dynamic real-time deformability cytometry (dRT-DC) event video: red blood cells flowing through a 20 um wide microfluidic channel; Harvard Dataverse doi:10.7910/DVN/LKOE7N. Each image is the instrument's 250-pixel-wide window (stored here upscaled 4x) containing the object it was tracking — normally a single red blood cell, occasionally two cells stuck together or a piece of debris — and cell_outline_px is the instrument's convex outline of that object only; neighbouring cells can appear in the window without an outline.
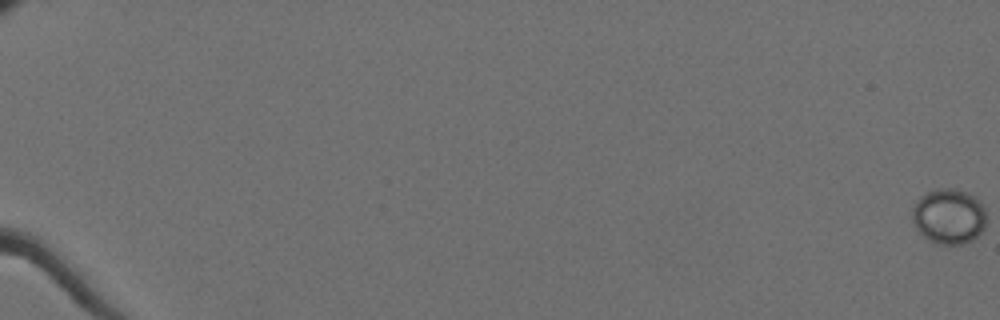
{"species": "Egyptian fruit bat (a non-hibernating species)", "species_latin": "Rousettus aegyptiacus", "temperature_condition": "cold", "stored_images_in_passage": 62, "camera_frame_rate_fps": 3000, "um_per_image_px": 0.085, "animal": {"sex": "female"}, "frame": {"image": 1, "passage_image": 1, "time_ms": 0.0, "image_size_px": [1000, 320], "cell_outline_px": [[984, 228], [972, 240], [960, 244], [940, 244], [928, 240], [916, 228], [912, 220], [912, 208], [916, 200], [920, 196], [936, 188], [952, 188], [964, 192], [972, 196], [984, 208]], "centroid_in_image_um": [80.59, 18.39], "position_along_channel_um": 4.4, "area_um2": 23.52}}
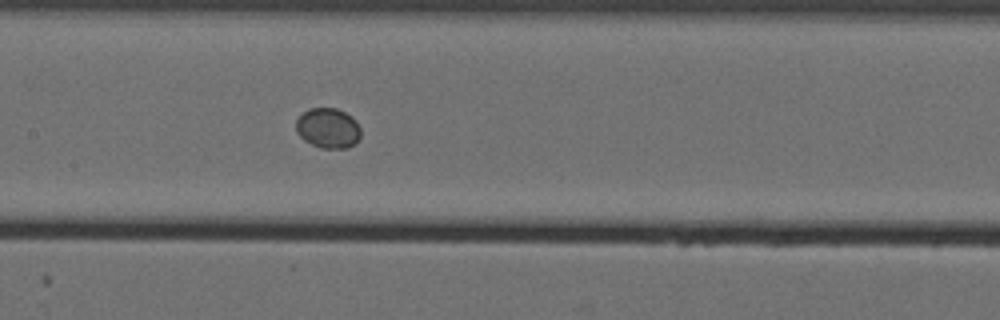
{"frame": {"image": 2, "passage_image": 35, "time_ms": 11.333, "image_size_px": [1000, 320], "cell_outline_px": [[360, 136], [356, 144], [348, 148], [320, 148], [304, 140], [296, 132], [296, 120], [308, 108], [336, 108], [352, 116], [356, 120], [360, 128]], "centroid_in_image_um": [27.9, 10.9], "position_along_channel_um": 179.5, "area_um2": 15.26}}
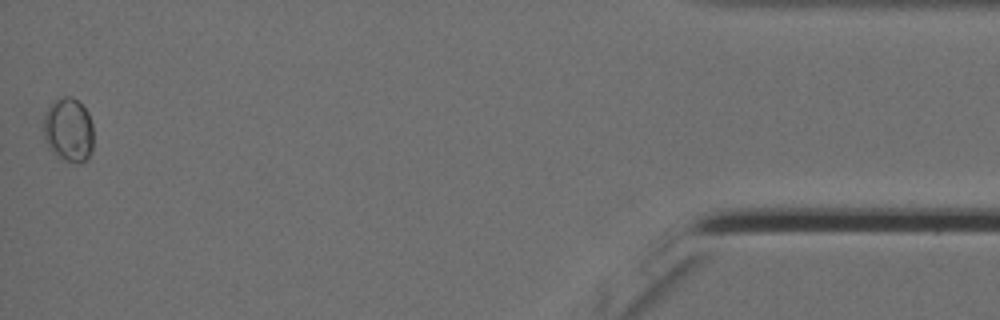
{"frame": {"image": 3, "passage_image": 62, "time_ms": 20.333, "image_size_px": [1000, 320], "cell_outline_px": [[92, 148], [88, 160], [64, 160], [56, 156], [48, 148], [44, 140], [44, 112], [52, 100], [64, 96], [72, 96], [88, 112], [92, 124]], "centroid_in_image_um": [5.79, 11.0], "position_along_channel_um": 429.4, "area_um2": 18.67}}